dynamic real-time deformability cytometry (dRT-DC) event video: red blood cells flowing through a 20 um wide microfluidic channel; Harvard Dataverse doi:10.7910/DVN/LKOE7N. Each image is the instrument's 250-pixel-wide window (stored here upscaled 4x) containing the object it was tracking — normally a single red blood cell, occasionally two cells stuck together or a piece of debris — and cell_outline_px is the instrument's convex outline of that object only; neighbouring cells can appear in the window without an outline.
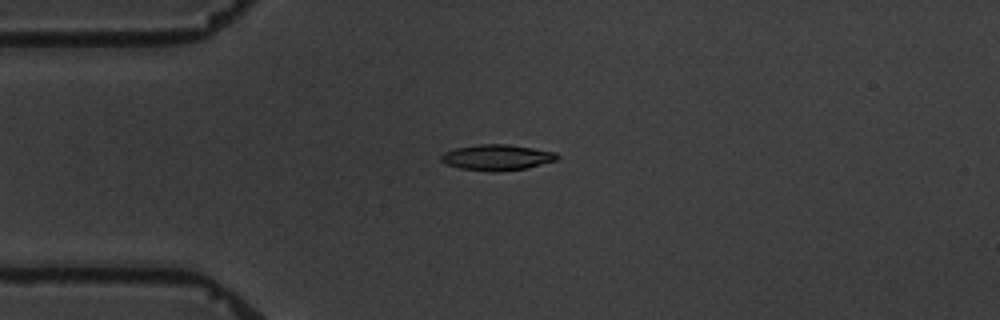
{"species": "common noctule bat (a hibernating species)", "species_latin": "Nyctalus noctula", "temperature_condition": "warm", "stored_images_in_passage": 2, "camera_frame_rate_fps": 3000, "um_per_image_px": 0.085, "animal": {"sex": "male", "body_mass_g": 19.5, "forearm_length_mm": 54.6}, "frame": {"image": 1, "passage_image": 1, "time_ms": 0.0, "image_size_px": [1000, 320], "cell_outline_px": [[560, 156], [556, 160], [528, 168], [496, 172], [492, 172], [460, 168], [448, 164], [440, 160], [440, 156], [444, 152], [456, 148], [480, 144], [508, 144], [556, 152]], "centroid_in_image_um": [42.26, 13.38], "position_along_channel_um": 42.7, "area_um2": 17.4}}